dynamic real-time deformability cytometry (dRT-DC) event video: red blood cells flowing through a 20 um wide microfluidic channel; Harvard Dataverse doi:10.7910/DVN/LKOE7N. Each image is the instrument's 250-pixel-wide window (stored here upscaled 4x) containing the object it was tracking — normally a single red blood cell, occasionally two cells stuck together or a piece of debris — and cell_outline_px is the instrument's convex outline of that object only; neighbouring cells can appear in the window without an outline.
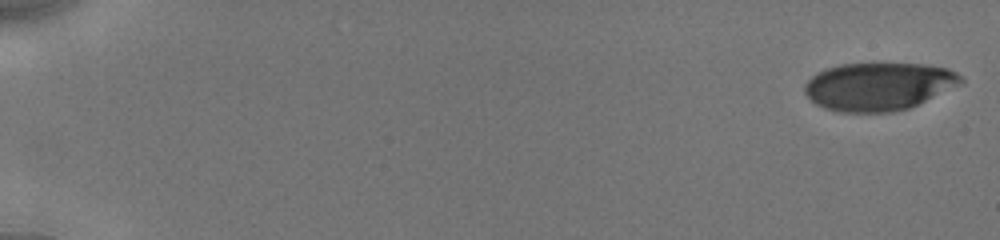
{"species": "human", "species_latin": "Homo sapiens", "temperature_condition": "cold", "stored_images_in_passage": 21, "camera_frame_rate_fps": 3000, "um_per_image_px": 0.085, "donor": {"sex": "male"}, "frame": {"image": 1, "passage_image": 1, "time_ms": 0.0, "image_size_px": [1000, 240], "cell_outline_px": [[964, 84], [908, 108], [892, 112], [836, 112], [824, 108], [816, 104], [804, 92], [804, 84], [816, 72], [840, 64], [920, 64], [948, 68], [956, 72], [964, 80]], "centroid_in_image_um": [74.69, 7.35], "position_along_channel_um": 10.3, "area_um2": 43.7}}
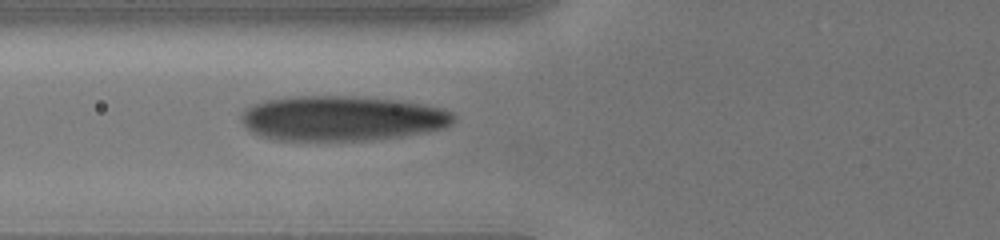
{"frame": {"image": 2, "passage_image": 15, "time_ms": 7.0, "image_size_px": [1000, 240], "cell_outline_px": [[456, 120], [452, 124], [444, 128], [428, 132], [400, 136], [368, 140], [272, 140], [260, 136], [244, 128], [240, 120], [240, 112], [244, 108], [252, 104], [264, 100], [292, 96], [352, 96], [396, 100], [420, 104], [440, 108], [452, 112], [456, 116]], "centroid_in_image_um": [28.99, 10.06], "position_along_channel_um": 96.8, "area_um2": 56.18}}
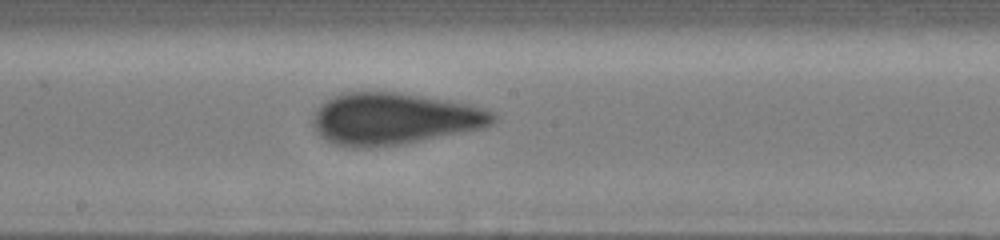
{"frame": {"image": 3, "passage_image": 21, "time_ms": 10.0, "image_size_px": [1000, 240], "cell_outline_px": [[496, 120], [492, 124], [484, 128], [400, 144], [376, 148], [364, 148], [336, 144], [320, 136], [316, 132], [312, 124], [312, 120], [316, 108], [324, 100], [332, 96], [344, 92], [400, 92], [472, 104], [496, 112]], "centroid_in_image_um": [33.5, 10.08], "position_along_channel_um": 214.7, "area_um2": 54.74}}